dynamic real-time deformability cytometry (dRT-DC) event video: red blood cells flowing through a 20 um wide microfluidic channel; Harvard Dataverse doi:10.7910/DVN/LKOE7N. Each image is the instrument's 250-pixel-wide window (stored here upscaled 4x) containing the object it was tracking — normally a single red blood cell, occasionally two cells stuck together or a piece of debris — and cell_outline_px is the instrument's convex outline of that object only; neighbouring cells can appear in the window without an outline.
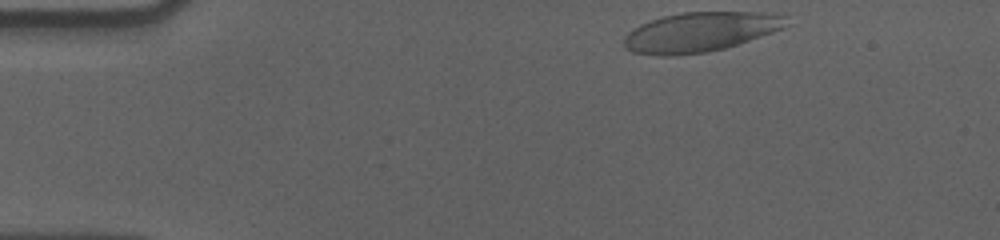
{"species": "human", "species_latin": "Homo sapiens", "temperature_condition": "cold", "stored_images_in_passage": 50, "camera_frame_rate_fps": 3000, "um_per_image_px": 0.085, "donor": {"sex": "male"}, "frame": {"image": 1, "passage_image": 1, "time_ms": 0.0, "image_size_px": [1000, 240], "cell_outline_px": [[792, 24], [784, 28], [724, 48], [708, 52], [676, 56], [660, 56], [632, 52], [624, 48], [624, 36], [628, 32], [640, 24], [664, 16], [684, 12], [772, 12], [788, 16]], "centroid_in_image_um": [59.56, 2.71], "position_along_channel_um": 25.4, "area_um2": 37.8}}
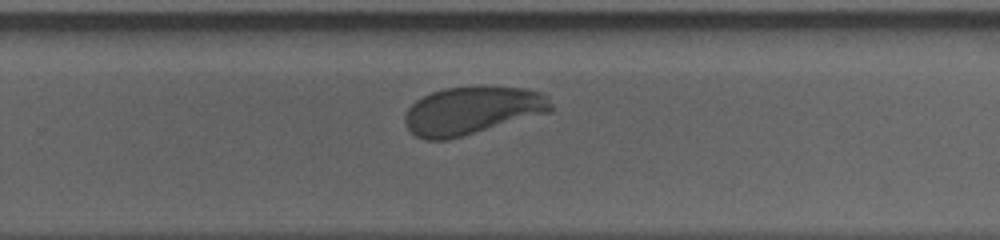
{"frame": {"image": 2, "passage_image": 30, "time_ms": 9.667, "image_size_px": [1000, 240], "cell_outline_px": [[552, 112], [448, 140], [424, 140], [416, 136], [404, 124], [404, 116], [408, 108], [416, 100], [432, 92], [444, 88], [524, 88], [544, 92], [548, 96], [552, 104]], "centroid_in_image_um": [40.15, 9.42], "position_along_channel_um": 289.7, "area_um2": 40.58}}
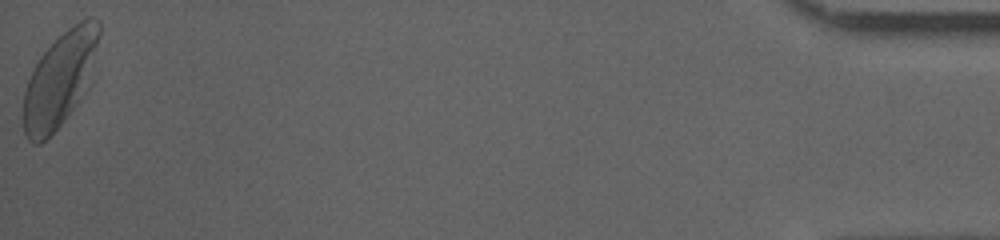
{"frame": {"image": 3, "passage_image": 50, "time_ms": 16.333, "image_size_px": [1000, 240], "cell_outline_px": [[100, 32], [88, 88], [80, 100], [60, 124], [40, 144], [36, 144], [28, 140], [24, 132], [20, 116], [24, 92], [28, 80], [40, 56], [68, 28], [80, 20], [88, 16], [92, 16], [100, 20]], "centroid_in_image_um": [5.06, 6.76], "position_along_channel_um": 430.1, "area_um2": 41.56}, "authors_computed_cell_mechanics": {"area_um2": 40.9513, "velocity_mm_per_s": 3.5157, "shape_relaxation_time_tau1_ms": 2.4762, "shape_relaxation_time_tau2_ms": null, "deformation_change_tau1": 0.116, "deformation_change_tau2": null}}